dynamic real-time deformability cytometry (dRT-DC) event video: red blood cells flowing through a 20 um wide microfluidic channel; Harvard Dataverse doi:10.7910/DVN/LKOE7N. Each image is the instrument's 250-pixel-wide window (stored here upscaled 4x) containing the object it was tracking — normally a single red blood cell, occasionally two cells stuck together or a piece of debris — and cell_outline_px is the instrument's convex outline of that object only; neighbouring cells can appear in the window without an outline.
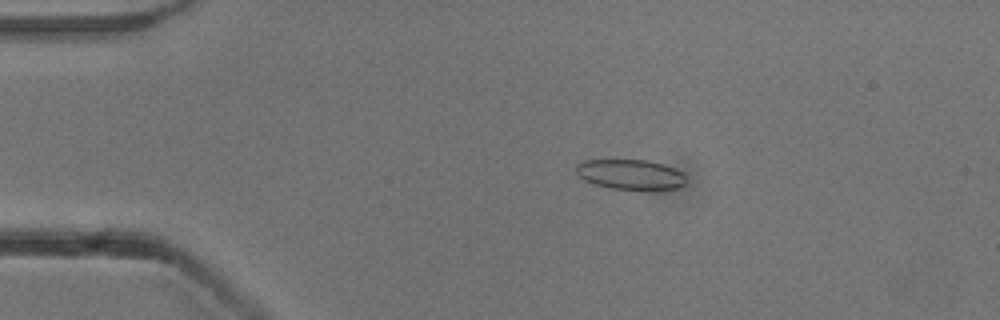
{"species": "common noctule bat (a hibernating species)", "species_latin": "Nyctalus noctula", "temperature_condition": "cold", "stored_images_in_passage": 54, "camera_frame_rate_fps": 3000, "um_per_image_px": 0.085, "animal": {"sex": "male", "body_mass_g": 13.3}, "frame": {"image": 1, "passage_image": 11, "time_ms": 3.333, "image_size_px": [1000, 320], "cell_outline_px": [[684, 184], [676, 188], [608, 188], [584, 180], [576, 172], [576, 164], [584, 160], [648, 160], [664, 164], [676, 168], [684, 172]], "centroid_in_image_um": [53.57, 14.79], "position_along_channel_um": 31.4, "area_um2": 18.9}}
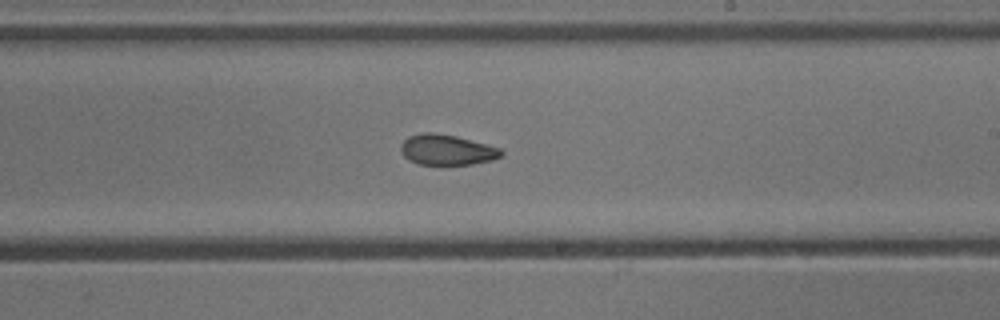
{"frame": {"image": 2, "passage_image": 32, "time_ms": 10.333, "image_size_px": [1000, 320], "cell_outline_px": [[504, 152], [500, 156], [492, 160], [472, 164], [420, 164], [404, 156], [400, 152], [400, 144], [408, 136], [424, 132], [436, 132], [456, 136], [500, 148]], "centroid_in_image_um": [37.96, 12.72], "position_along_channel_um": 251.0, "area_um2": 17.69}}
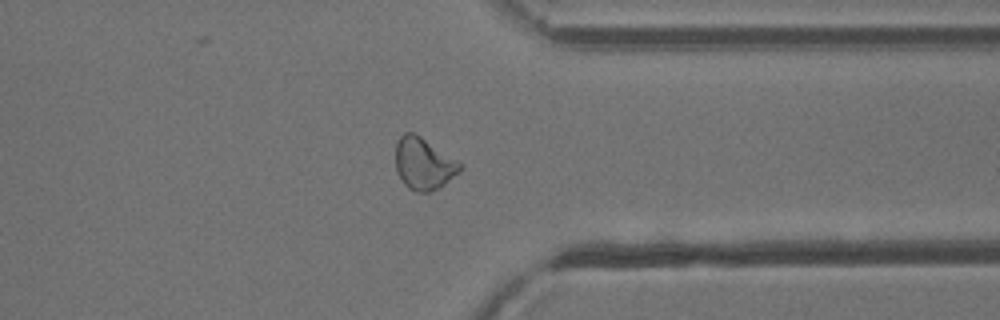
{"frame": {"image": 3, "passage_image": 42, "time_ms": 13.667, "image_size_px": [1000, 320], "cell_outline_px": [[464, 168], [460, 172], [440, 188], [428, 192], [416, 192], [408, 188], [404, 184], [396, 172], [396, 144], [400, 136], [404, 132], [412, 132], [420, 136], [464, 164]], "centroid_in_image_um": [36.03, 13.93], "position_along_channel_um": 375.4, "area_um2": 19.71}, "authors_computed_cell_mechanics": {"area_um2": 19.4786, "velocity_mm_per_s": 3.8586, "shape_relaxation_time_tau1_ms": 6.8123, "shape_relaxation_time_tau2_ms": 2.1413, "deformation_change_tau1": 0.1279, "deformation_change_tau2": 0.0725}}